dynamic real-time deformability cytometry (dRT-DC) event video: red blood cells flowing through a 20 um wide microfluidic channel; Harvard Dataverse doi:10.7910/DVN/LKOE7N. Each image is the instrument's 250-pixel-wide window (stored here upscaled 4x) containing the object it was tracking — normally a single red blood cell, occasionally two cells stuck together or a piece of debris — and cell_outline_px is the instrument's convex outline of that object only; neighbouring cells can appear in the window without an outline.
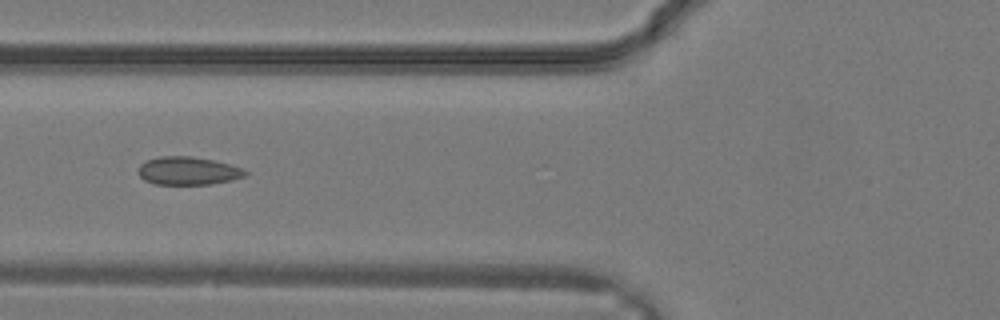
{"species": "common noctule bat (a hibernating species)", "species_latin": "Nyctalus noctula", "temperature_condition": "warm", "stored_images_in_passage": 27, "camera_frame_rate_fps": 3000, "um_per_image_px": 0.085, "animal": {"sex": "male", "body_mass_g": 19.2, "forearm_length_mm": 51.8}, "frame": {"image": 1, "passage_image": 8, "time_ms": 2.333, "image_size_px": [1000, 320], "cell_outline_px": [[248, 172], [244, 176], [232, 180], [208, 184], [156, 184], [144, 180], [136, 172], [136, 168], [140, 164], [148, 160], [160, 156], [192, 156], [212, 160], [244, 168]], "centroid_in_image_um": [15.95, 14.52], "position_along_channel_um": 109.9, "area_um2": 17.51}}
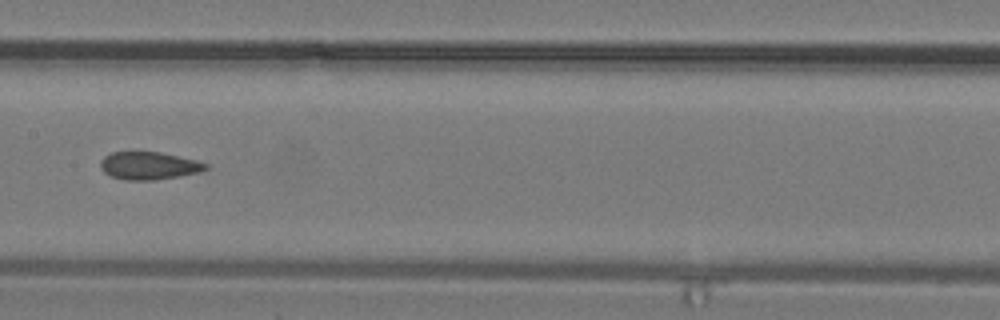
{"frame": {"image": 2, "passage_image": 12, "time_ms": 3.667, "image_size_px": [1000, 320], "cell_outline_px": [[208, 168], [200, 172], [152, 180], [124, 180], [112, 176], [104, 172], [100, 168], [100, 160], [104, 156], [112, 152], [160, 152], [196, 160], [208, 164]], "centroid_in_image_um": [12.63, 14.08], "position_along_channel_um": 194.8, "area_um2": 16.88}}
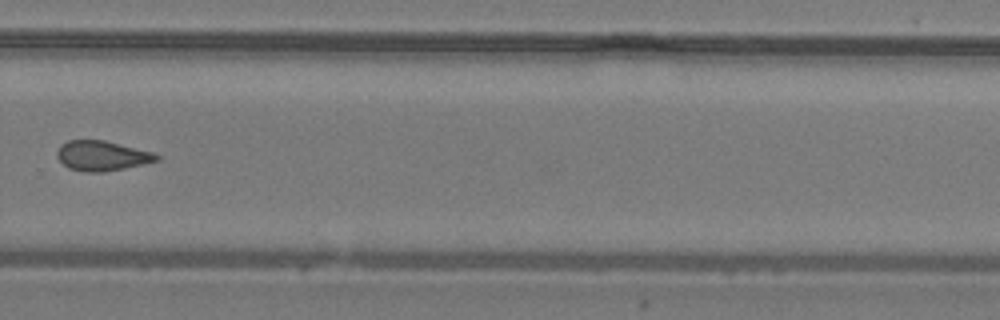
{"frame": {"image": 3, "passage_image": 18, "time_ms": 5.667, "image_size_px": [1000, 320], "cell_outline_px": [[160, 160], [144, 164], [124, 168], [100, 172], [84, 172], [68, 168], [56, 156], [56, 152], [60, 144], [68, 140], [104, 140], [156, 152], [160, 156]], "centroid_in_image_um": [8.69, 13.23], "position_along_channel_um": 321.1, "area_um2": 17.57}}